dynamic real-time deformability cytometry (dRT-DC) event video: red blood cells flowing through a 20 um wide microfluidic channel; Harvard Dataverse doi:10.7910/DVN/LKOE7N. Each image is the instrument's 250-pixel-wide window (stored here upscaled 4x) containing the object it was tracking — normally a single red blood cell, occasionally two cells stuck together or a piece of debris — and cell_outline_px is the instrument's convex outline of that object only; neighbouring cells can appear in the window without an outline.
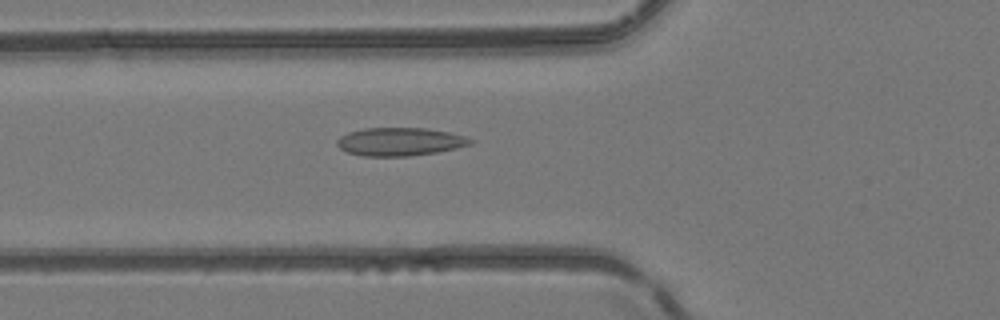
{"species": "common noctule bat (a hibernating species)", "species_latin": "Nyctalus noctula", "temperature_condition": "room temperature", "stored_images_in_passage": 32, "camera_frame_rate_fps": 3000, "um_per_image_px": 0.085, "animal": {"sex": "female", "body_mass_g": 24.6, "forearm_length_mm": 56.2}, "frame": {"image": 1, "passage_image": 5, "time_ms": 1.333, "image_size_px": [1000, 320], "cell_outline_px": [[476, 140], [472, 144], [456, 148], [436, 152], [408, 156], [364, 156], [348, 152], [340, 148], [336, 144], [336, 140], [340, 136], [348, 132], [364, 128], [424, 128], [448, 132], [464, 136]], "centroid_in_image_um": [33.98, 12.04], "position_along_channel_um": 91.8, "area_um2": 21.85}}
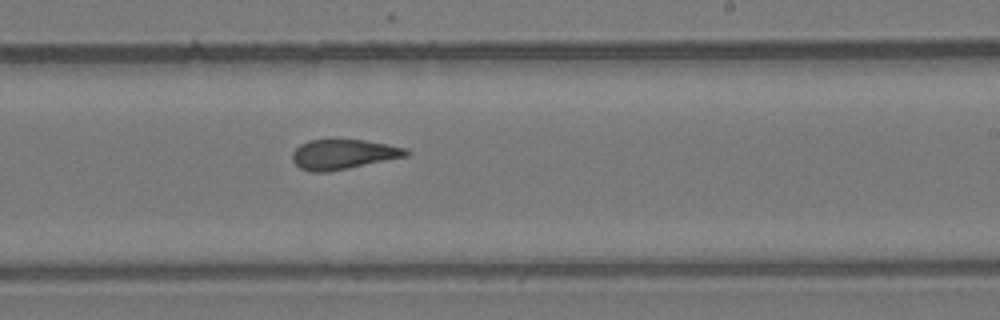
{"frame": {"image": 2, "passage_image": 17, "time_ms": 5.333, "image_size_px": [1000, 320], "cell_outline_px": [[412, 152], [408, 156], [328, 172], [312, 172], [300, 168], [292, 160], [292, 152], [300, 144], [308, 140], [364, 140], [388, 144], [408, 148]], "centroid_in_image_um": [29.21, 13.11], "position_along_channel_um": 259.8, "area_um2": 19.88}}
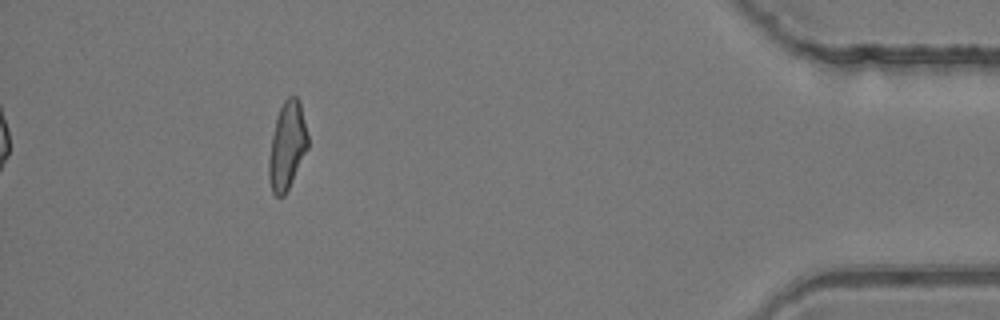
{"frame": {"image": 3, "passage_image": 32, "time_ms": 10.333, "image_size_px": [1000, 320], "cell_outline_px": [[308, 148], [284, 196], [276, 196], [272, 192], [268, 176], [268, 160], [272, 136], [276, 116], [284, 100], [288, 96], [296, 96], [300, 100], [308, 136]], "centroid_in_image_um": [24.4, 12.36], "position_along_channel_um": 410.8, "area_um2": 19.88}, "authors_computed_cell_mechanics": {"area_um2": 20.2589, "velocity_mm_per_s": 4.178, "shape_relaxation_time_tau1_ms": null, "shape_relaxation_time_tau2_ms": 2.1165, "deformation_change_tau1": null, "deformation_change_tau2": 0.113}}